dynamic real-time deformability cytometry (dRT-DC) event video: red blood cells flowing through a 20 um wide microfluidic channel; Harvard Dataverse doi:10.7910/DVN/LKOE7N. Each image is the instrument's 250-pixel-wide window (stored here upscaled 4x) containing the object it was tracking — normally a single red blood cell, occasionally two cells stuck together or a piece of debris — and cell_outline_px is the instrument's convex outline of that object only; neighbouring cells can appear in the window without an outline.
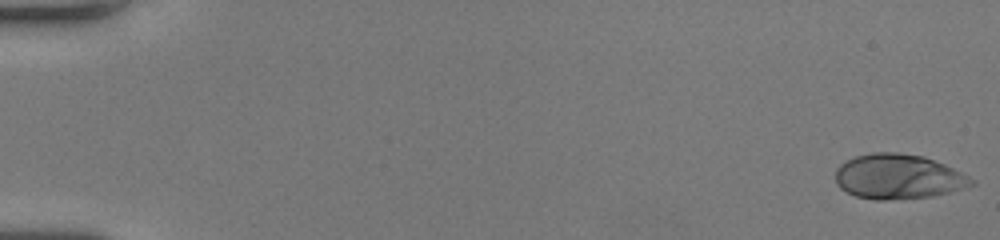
{"species": "human", "species_latin": "Homo sapiens", "temperature_condition": "room temperature", "stored_images_in_passage": 52, "camera_frame_rate_fps": 3000, "um_per_image_px": 0.085, "donor": {"sex": "female"}, "frame": {"image": 1, "passage_image": 1, "time_ms": 0.0, "image_size_px": [1000, 240], "cell_outline_px": [[976, 184], [948, 192], [932, 196], [884, 200], [876, 200], [856, 196], [840, 188], [836, 184], [836, 168], [840, 164], [856, 156], [872, 152], [896, 152], [924, 156], [944, 164], [976, 180]], "centroid_in_image_um": [76.34, 15.01], "position_along_channel_um": 8.7, "area_um2": 35.37}}
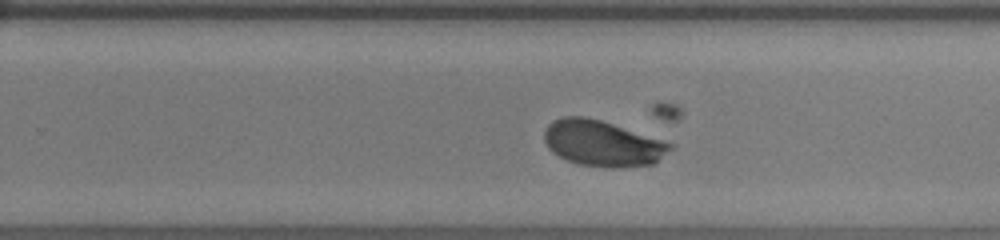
{"frame": {"image": 2, "passage_image": 35, "time_ms": 11.333, "image_size_px": [1000, 240], "cell_outline_px": [[676, 144], [672, 148], [652, 164], [616, 168], [604, 168], [580, 164], [568, 160], [552, 152], [548, 148], [544, 140], [544, 132], [548, 124], [552, 120], [564, 116], [584, 116], [600, 120]], "centroid_in_image_um": [51.19, 12.18], "position_along_channel_um": 278.6, "area_um2": 33.52}}
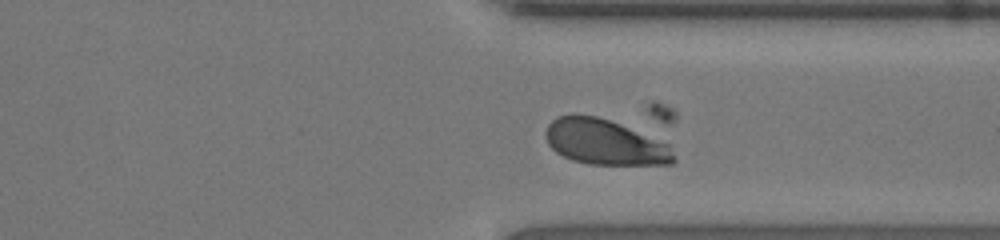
{"frame": {"image": 3, "passage_image": 41, "time_ms": 13.333, "image_size_px": [1000, 240], "cell_outline_px": [[676, 160], [672, 164], [588, 164], [572, 160], [556, 152], [548, 144], [544, 132], [548, 124], [556, 116], [596, 116], [620, 124], [668, 144]], "centroid_in_image_um": [51.38, 12.1], "position_along_channel_um": 360.0, "area_um2": 33.29}}